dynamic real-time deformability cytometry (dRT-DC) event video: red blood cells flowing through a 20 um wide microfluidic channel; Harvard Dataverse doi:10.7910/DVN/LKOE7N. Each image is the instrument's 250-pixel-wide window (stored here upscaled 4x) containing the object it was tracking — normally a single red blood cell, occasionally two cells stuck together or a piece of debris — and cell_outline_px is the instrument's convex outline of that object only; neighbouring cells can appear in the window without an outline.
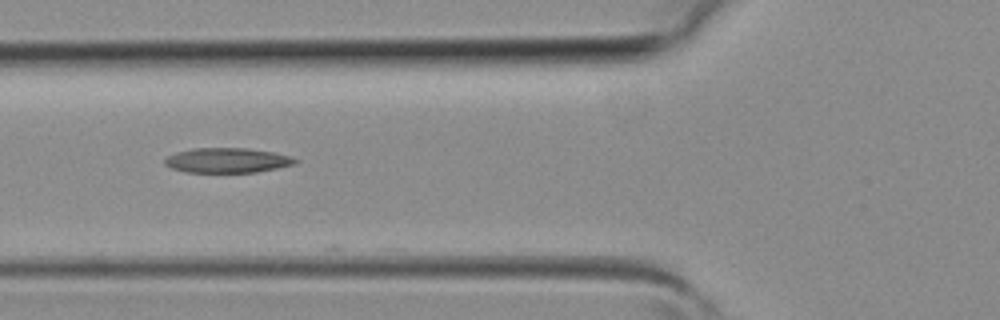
{"species": "common noctule bat (a hibernating species)", "species_latin": "Nyctalus noctula", "temperature_condition": "room temperature", "stored_images_in_passage": 4, "camera_frame_rate_fps": 3000, "um_per_image_px": 0.085, "animal": {"sex": "female", "body_mass_g": 19.3, "forearm_length_mm": 54.1}, "frame": {"image": 1, "passage_image": 3, "time_ms": 0.667, "image_size_px": [1000, 320], "cell_outline_px": [[300, 160], [296, 164], [256, 172], [184, 172], [172, 168], [164, 164], [164, 160], [168, 156], [176, 152], [192, 148], [248, 148], [272, 152], [288, 156]], "centroid_in_image_um": [19.3, 13.63], "position_along_channel_um": 106.5, "area_um2": 18.84}}